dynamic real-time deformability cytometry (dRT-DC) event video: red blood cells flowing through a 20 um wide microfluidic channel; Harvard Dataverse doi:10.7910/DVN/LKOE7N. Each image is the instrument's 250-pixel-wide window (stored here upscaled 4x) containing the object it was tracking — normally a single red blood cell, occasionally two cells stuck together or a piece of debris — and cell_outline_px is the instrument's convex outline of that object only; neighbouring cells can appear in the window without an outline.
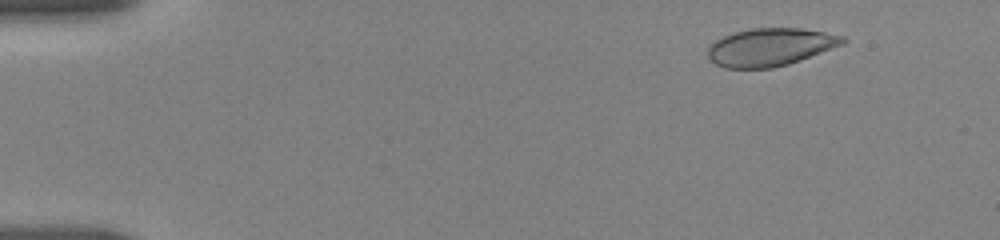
{"species": "human", "species_latin": "Homo sapiens", "temperature_condition": "room temperature", "stored_images_in_passage": 8, "camera_frame_rate_fps": 3000, "um_per_image_px": 0.085, "donor": {"sex": "female"}, "frame": {"image": 1, "passage_image": 3, "time_ms": 1.333, "image_size_px": [1000, 240], "cell_outline_px": [[848, 40], [844, 44], [800, 60], [788, 64], [772, 68], [724, 68], [708, 60], [708, 48], [716, 40], [732, 32], [752, 28], [800, 28], [824, 32], [844, 36]], "centroid_in_image_um": [65.47, 4.0], "position_along_channel_um": 19.5, "area_um2": 29.77}}
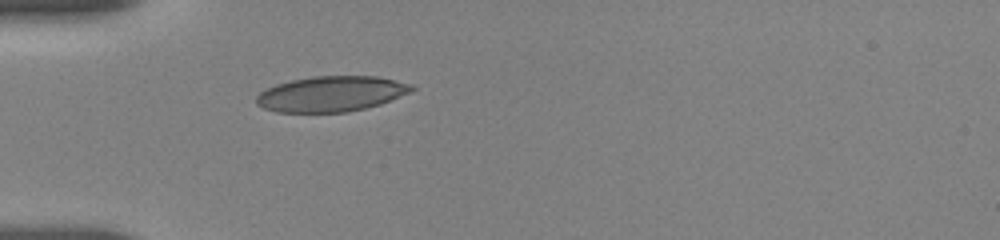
{"frame": {"image": 2, "passage_image": 8, "time_ms": 5.0, "image_size_px": [1000, 240], "cell_outline_px": [[416, 88], [408, 92], [380, 104], [348, 112], [276, 112], [264, 108], [256, 104], [256, 96], [260, 92], [276, 84], [292, 80], [312, 76], [376, 76], [412, 84]], "centroid_in_image_um": [28.12, 7.98], "position_along_channel_um": 56.9, "area_um2": 31.85}}